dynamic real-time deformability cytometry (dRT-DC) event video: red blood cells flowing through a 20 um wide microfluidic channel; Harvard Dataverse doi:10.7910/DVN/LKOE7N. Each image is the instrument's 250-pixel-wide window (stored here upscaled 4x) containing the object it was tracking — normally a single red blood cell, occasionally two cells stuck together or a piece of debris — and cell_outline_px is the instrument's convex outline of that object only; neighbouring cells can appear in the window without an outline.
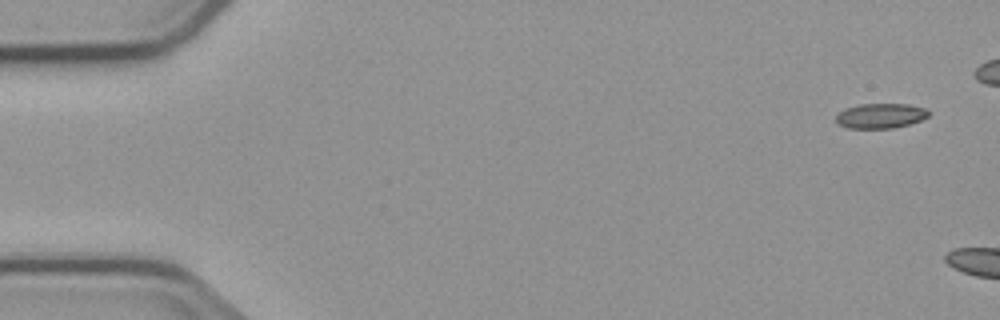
{"species": "common noctule bat (a hibernating species)", "species_latin": "Nyctalus noctula", "temperature_condition": "cold", "stored_images_in_passage": 2, "segment_of_instrument_passage": [2, 2], "camera_frame_rate_fps": 3000, "um_per_image_px": 0.085, "animal": {"sex": "male", "body_mass_g": 23.1, "forearm_length_mm": 52.7}, "frame": {"image": 1, "passage_image": 2, "time_ms": 1.333, "image_size_px": [1000, 320], "cell_outline_px": [[928, 116], [920, 120], [908, 124], [892, 128], [848, 128], [836, 124], [836, 116], [844, 108], [860, 104], [908, 104], [924, 108], [928, 112]], "centroid_in_image_um": [74.79, 9.84], "position_along_channel_um": 10.2, "area_um2": 13.35}}